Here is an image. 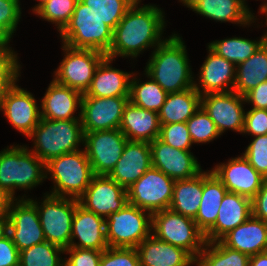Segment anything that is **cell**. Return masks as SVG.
<instances>
[{"mask_svg":"<svg viewBox=\"0 0 267 266\" xmlns=\"http://www.w3.org/2000/svg\"><path fill=\"white\" fill-rule=\"evenodd\" d=\"M113 58L105 56L97 66L91 85L83 96L129 97L130 79L133 74L111 66Z\"/></svg>","mask_w":267,"mask_h":266,"instance_id":"obj_26","label":"cell"},{"mask_svg":"<svg viewBox=\"0 0 267 266\" xmlns=\"http://www.w3.org/2000/svg\"><path fill=\"white\" fill-rule=\"evenodd\" d=\"M103 250L69 247L64 253L69 257L64 259V266H99Z\"/></svg>","mask_w":267,"mask_h":266,"instance_id":"obj_46","label":"cell"},{"mask_svg":"<svg viewBox=\"0 0 267 266\" xmlns=\"http://www.w3.org/2000/svg\"><path fill=\"white\" fill-rule=\"evenodd\" d=\"M83 94L68 86L57 83L54 79L50 82L43 99H41V118L49 120H73L81 118L74 113L81 109Z\"/></svg>","mask_w":267,"mask_h":266,"instance_id":"obj_23","label":"cell"},{"mask_svg":"<svg viewBox=\"0 0 267 266\" xmlns=\"http://www.w3.org/2000/svg\"><path fill=\"white\" fill-rule=\"evenodd\" d=\"M137 0L127 11L113 31V42L106 56L113 58L137 56L156 48L165 39H161L166 26L165 15L160 7L153 4L140 6Z\"/></svg>","mask_w":267,"mask_h":266,"instance_id":"obj_1","label":"cell"},{"mask_svg":"<svg viewBox=\"0 0 267 266\" xmlns=\"http://www.w3.org/2000/svg\"><path fill=\"white\" fill-rule=\"evenodd\" d=\"M99 266H140L136 248L108 247L103 250Z\"/></svg>","mask_w":267,"mask_h":266,"instance_id":"obj_43","label":"cell"},{"mask_svg":"<svg viewBox=\"0 0 267 266\" xmlns=\"http://www.w3.org/2000/svg\"><path fill=\"white\" fill-rule=\"evenodd\" d=\"M160 128L158 112L138 107L130 101L125 105L119 129L128 140L150 143L159 138Z\"/></svg>","mask_w":267,"mask_h":266,"instance_id":"obj_27","label":"cell"},{"mask_svg":"<svg viewBox=\"0 0 267 266\" xmlns=\"http://www.w3.org/2000/svg\"><path fill=\"white\" fill-rule=\"evenodd\" d=\"M267 40L263 34L259 40H250L243 37H232L223 40H215L208 43L209 47L221 57L234 63L236 66L245 62Z\"/></svg>","mask_w":267,"mask_h":266,"instance_id":"obj_36","label":"cell"},{"mask_svg":"<svg viewBox=\"0 0 267 266\" xmlns=\"http://www.w3.org/2000/svg\"><path fill=\"white\" fill-rule=\"evenodd\" d=\"M140 266H191L196 259L186 250L150 234L136 247Z\"/></svg>","mask_w":267,"mask_h":266,"instance_id":"obj_25","label":"cell"},{"mask_svg":"<svg viewBox=\"0 0 267 266\" xmlns=\"http://www.w3.org/2000/svg\"><path fill=\"white\" fill-rule=\"evenodd\" d=\"M212 171L221 180L228 192L237 193L250 199L257 194L266 180L243 154L229 159L226 164L215 165Z\"/></svg>","mask_w":267,"mask_h":266,"instance_id":"obj_18","label":"cell"},{"mask_svg":"<svg viewBox=\"0 0 267 266\" xmlns=\"http://www.w3.org/2000/svg\"><path fill=\"white\" fill-rule=\"evenodd\" d=\"M203 170L196 176L175 180L170 209L183 216L195 218L202 199Z\"/></svg>","mask_w":267,"mask_h":266,"instance_id":"obj_33","label":"cell"},{"mask_svg":"<svg viewBox=\"0 0 267 266\" xmlns=\"http://www.w3.org/2000/svg\"><path fill=\"white\" fill-rule=\"evenodd\" d=\"M39 1L38 4H36L34 6V8L32 9L33 13H35L43 4H45L46 2H48L49 0H37Z\"/></svg>","mask_w":267,"mask_h":266,"instance_id":"obj_57","label":"cell"},{"mask_svg":"<svg viewBox=\"0 0 267 266\" xmlns=\"http://www.w3.org/2000/svg\"><path fill=\"white\" fill-rule=\"evenodd\" d=\"M113 31L92 7L78 0L69 23L59 34L68 47L93 49L106 55L113 42Z\"/></svg>","mask_w":267,"mask_h":266,"instance_id":"obj_5","label":"cell"},{"mask_svg":"<svg viewBox=\"0 0 267 266\" xmlns=\"http://www.w3.org/2000/svg\"><path fill=\"white\" fill-rule=\"evenodd\" d=\"M249 266H267V251L250 256Z\"/></svg>","mask_w":267,"mask_h":266,"instance_id":"obj_52","label":"cell"},{"mask_svg":"<svg viewBox=\"0 0 267 266\" xmlns=\"http://www.w3.org/2000/svg\"><path fill=\"white\" fill-rule=\"evenodd\" d=\"M267 81V40L245 62L236 66L233 91L241 96Z\"/></svg>","mask_w":267,"mask_h":266,"instance_id":"obj_32","label":"cell"},{"mask_svg":"<svg viewBox=\"0 0 267 266\" xmlns=\"http://www.w3.org/2000/svg\"><path fill=\"white\" fill-rule=\"evenodd\" d=\"M253 138L243 155L256 171L267 179V134Z\"/></svg>","mask_w":267,"mask_h":266,"instance_id":"obj_44","label":"cell"},{"mask_svg":"<svg viewBox=\"0 0 267 266\" xmlns=\"http://www.w3.org/2000/svg\"><path fill=\"white\" fill-rule=\"evenodd\" d=\"M144 74L149 80L141 83L140 78H136L137 74L133 72L130 80L129 101L146 110L159 112L168 93L150 76Z\"/></svg>","mask_w":267,"mask_h":266,"instance_id":"obj_34","label":"cell"},{"mask_svg":"<svg viewBox=\"0 0 267 266\" xmlns=\"http://www.w3.org/2000/svg\"><path fill=\"white\" fill-rule=\"evenodd\" d=\"M65 52L59 67L54 71V80L85 94L91 85L95 70L104 53L93 49H75L63 44Z\"/></svg>","mask_w":267,"mask_h":266,"instance_id":"obj_10","label":"cell"},{"mask_svg":"<svg viewBox=\"0 0 267 266\" xmlns=\"http://www.w3.org/2000/svg\"><path fill=\"white\" fill-rule=\"evenodd\" d=\"M9 43H0V82H15L20 77L21 65Z\"/></svg>","mask_w":267,"mask_h":266,"instance_id":"obj_45","label":"cell"},{"mask_svg":"<svg viewBox=\"0 0 267 266\" xmlns=\"http://www.w3.org/2000/svg\"><path fill=\"white\" fill-rule=\"evenodd\" d=\"M220 241L227 247L248 256L267 251V222L252 215L242 224L229 231Z\"/></svg>","mask_w":267,"mask_h":266,"instance_id":"obj_28","label":"cell"},{"mask_svg":"<svg viewBox=\"0 0 267 266\" xmlns=\"http://www.w3.org/2000/svg\"><path fill=\"white\" fill-rule=\"evenodd\" d=\"M243 104H246L244 96L235 91L201 96V107L214 121L221 135L228 129L242 134L245 116Z\"/></svg>","mask_w":267,"mask_h":266,"instance_id":"obj_17","label":"cell"},{"mask_svg":"<svg viewBox=\"0 0 267 266\" xmlns=\"http://www.w3.org/2000/svg\"><path fill=\"white\" fill-rule=\"evenodd\" d=\"M28 138L34 141L31 151L46 164L53 158L80 150V143L84 144V131L81 119L41 118Z\"/></svg>","mask_w":267,"mask_h":266,"instance_id":"obj_4","label":"cell"},{"mask_svg":"<svg viewBox=\"0 0 267 266\" xmlns=\"http://www.w3.org/2000/svg\"><path fill=\"white\" fill-rule=\"evenodd\" d=\"M6 232V220H0V237Z\"/></svg>","mask_w":267,"mask_h":266,"instance_id":"obj_56","label":"cell"},{"mask_svg":"<svg viewBox=\"0 0 267 266\" xmlns=\"http://www.w3.org/2000/svg\"><path fill=\"white\" fill-rule=\"evenodd\" d=\"M106 219L85 209L79 203L74 212L70 247L83 249H107ZM78 239L79 242H76Z\"/></svg>","mask_w":267,"mask_h":266,"instance_id":"obj_22","label":"cell"},{"mask_svg":"<svg viewBox=\"0 0 267 266\" xmlns=\"http://www.w3.org/2000/svg\"><path fill=\"white\" fill-rule=\"evenodd\" d=\"M46 177L54 183L47 194L78 199L94 176L85 150L63 154L46 163Z\"/></svg>","mask_w":267,"mask_h":266,"instance_id":"obj_6","label":"cell"},{"mask_svg":"<svg viewBox=\"0 0 267 266\" xmlns=\"http://www.w3.org/2000/svg\"><path fill=\"white\" fill-rule=\"evenodd\" d=\"M0 266H19V251L7 232L0 237Z\"/></svg>","mask_w":267,"mask_h":266,"instance_id":"obj_48","label":"cell"},{"mask_svg":"<svg viewBox=\"0 0 267 266\" xmlns=\"http://www.w3.org/2000/svg\"><path fill=\"white\" fill-rule=\"evenodd\" d=\"M179 1L182 2V4H184V6L190 8V10H192L202 0H179Z\"/></svg>","mask_w":267,"mask_h":266,"instance_id":"obj_53","label":"cell"},{"mask_svg":"<svg viewBox=\"0 0 267 266\" xmlns=\"http://www.w3.org/2000/svg\"><path fill=\"white\" fill-rule=\"evenodd\" d=\"M197 266H249L250 256L225 246L220 240L206 242L198 258Z\"/></svg>","mask_w":267,"mask_h":266,"instance_id":"obj_35","label":"cell"},{"mask_svg":"<svg viewBox=\"0 0 267 266\" xmlns=\"http://www.w3.org/2000/svg\"><path fill=\"white\" fill-rule=\"evenodd\" d=\"M175 180L151 166L127 189L128 202L151 214L170 207Z\"/></svg>","mask_w":267,"mask_h":266,"instance_id":"obj_11","label":"cell"},{"mask_svg":"<svg viewBox=\"0 0 267 266\" xmlns=\"http://www.w3.org/2000/svg\"><path fill=\"white\" fill-rule=\"evenodd\" d=\"M46 164L26 145L0 151V188L13 199L15 190H31L46 178Z\"/></svg>","mask_w":267,"mask_h":266,"instance_id":"obj_3","label":"cell"},{"mask_svg":"<svg viewBox=\"0 0 267 266\" xmlns=\"http://www.w3.org/2000/svg\"><path fill=\"white\" fill-rule=\"evenodd\" d=\"M267 1V0H266ZM260 12L258 11V13H261V14H265V18H266V22H265V24H266V26H267V2H263V4H261V6H260ZM267 31V30H266ZM265 35H266V38H267V32H265Z\"/></svg>","mask_w":267,"mask_h":266,"instance_id":"obj_54","label":"cell"},{"mask_svg":"<svg viewBox=\"0 0 267 266\" xmlns=\"http://www.w3.org/2000/svg\"><path fill=\"white\" fill-rule=\"evenodd\" d=\"M227 192V188L212 170H203L202 199L194 221L204 234L215 225L221 201Z\"/></svg>","mask_w":267,"mask_h":266,"instance_id":"obj_29","label":"cell"},{"mask_svg":"<svg viewBox=\"0 0 267 266\" xmlns=\"http://www.w3.org/2000/svg\"><path fill=\"white\" fill-rule=\"evenodd\" d=\"M151 166L150 143L128 140L120 159L108 176L127 190Z\"/></svg>","mask_w":267,"mask_h":266,"instance_id":"obj_21","label":"cell"},{"mask_svg":"<svg viewBox=\"0 0 267 266\" xmlns=\"http://www.w3.org/2000/svg\"><path fill=\"white\" fill-rule=\"evenodd\" d=\"M193 143H207L218 138L221 134L214 121L200 108L186 122Z\"/></svg>","mask_w":267,"mask_h":266,"instance_id":"obj_40","label":"cell"},{"mask_svg":"<svg viewBox=\"0 0 267 266\" xmlns=\"http://www.w3.org/2000/svg\"><path fill=\"white\" fill-rule=\"evenodd\" d=\"M192 11L216 22H231L243 27L251 26L257 17L240 0H202Z\"/></svg>","mask_w":267,"mask_h":266,"instance_id":"obj_30","label":"cell"},{"mask_svg":"<svg viewBox=\"0 0 267 266\" xmlns=\"http://www.w3.org/2000/svg\"><path fill=\"white\" fill-rule=\"evenodd\" d=\"M42 202L34 201L46 241L63 249L70 247L72 221L78 199L44 193ZM41 203V205H40Z\"/></svg>","mask_w":267,"mask_h":266,"instance_id":"obj_9","label":"cell"},{"mask_svg":"<svg viewBox=\"0 0 267 266\" xmlns=\"http://www.w3.org/2000/svg\"><path fill=\"white\" fill-rule=\"evenodd\" d=\"M21 14L20 0H0V43H10Z\"/></svg>","mask_w":267,"mask_h":266,"instance_id":"obj_41","label":"cell"},{"mask_svg":"<svg viewBox=\"0 0 267 266\" xmlns=\"http://www.w3.org/2000/svg\"><path fill=\"white\" fill-rule=\"evenodd\" d=\"M113 30L137 0H80Z\"/></svg>","mask_w":267,"mask_h":266,"instance_id":"obj_38","label":"cell"},{"mask_svg":"<svg viewBox=\"0 0 267 266\" xmlns=\"http://www.w3.org/2000/svg\"><path fill=\"white\" fill-rule=\"evenodd\" d=\"M144 72L164 91L174 93L194 87V77L186 45L178 34H172L150 55Z\"/></svg>","mask_w":267,"mask_h":266,"instance_id":"obj_2","label":"cell"},{"mask_svg":"<svg viewBox=\"0 0 267 266\" xmlns=\"http://www.w3.org/2000/svg\"><path fill=\"white\" fill-rule=\"evenodd\" d=\"M128 139L120 129L85 132L84 145L94 175H109L120 159Z\"/></svg>","mask_w":267,"mask_h":266,"instance_id":"obj_13","label":"cell"},{"mask_svg":"<svg viewBox=\"0 0 267 266\" xmlns=\"http://www.w3.org/2000/svg\"><path fill=\"white\" fill-rule=\"evenodd\" d=\"M244 99L246 103L251 104L252 108L267 109V81L246 93Z\"/></svg>","mask_w":267,"mask_h":266,"instance_id":"obj_50","label":"cell"},{"mask_svg":"<svg viewBox=\"0 0 267 266\" xmlns=\"http://www.w3.org/2000/svg\"><path fill=\"white\" fill-rule=\"evenodd\" d=\"M252 215L251 199L227 192L221 201L215 225L205 234L206 242L219 241Z\"/></svg>","mask_w":267,"mask_h":266,"instance_id":"obj_24","label":"cell"},{"mask_svg":"<svg viewBox=\"0 0 267 266\" xmlns=\"http://www.w3.org/2000/svg\"><path fill=\"white\" fill-rule=\"evenodd\" d=\"M247 8H248V5H246V0H240Z\"/></svg>","mask_w":267,"mask_h":266,"instance_id":"obj_58","label":"cell"},{"mask_svg":"<svg viewBox=\"0 0 267 266\" xmlns=\"http://www.w3.org/2000/svg\"><path fill=\"white\" fill-rule=\"evenodd\" d=\"M14 82H0V101L2 99L3 91L10 87Z\"/></svg>","mask_w":267,"mask_h":266,"instance_id":"obj_55","label":"cell"},{"mask_svg":"<svg viewBox=\"0 0 267 266\" xmlns=\"http://www.w3.org/2000/svg\"><path fill=\"white\" fill-rule=\"evenodd\" d=\"M207 49L209 54L200 68L198 83L194 81V88L201 96L233 91L236 65L215 53L209 46Z\"/></svg>","mask_w":267,"mask_h":266,"instance_id":"obj_20","label":"cell"},{"mask_svg":"<svg viewBox=\"0 0 267 266\" xmlns=\"http://www.w3.org/2000/svg\"><path fill=\"white\" fill-rule=\"evenodd\" d=\"M16 83L3 91L0 110L13 128L29 137L40 122L41 108L33 94Z\"/></svg>","mask_w":267,"mask_h":266,"instance_id":"obj_14","label":"cell"},{"mask_svg":"<svg viewBox=\"0 0 267 266\" xmlns=\"http://www.w3.org/2000/svg\"><path fill=\"white\" fill-rule=\"evenodd\" d=\"M201 95L193 87L180 92L168 93L158 112L160 124L187 122L200 108Z\"/></svg>","mask_w":267,"mask_h":266,"instance_id":"obj_31","label":"cell"},{"mask_svg":"<svg viewBox=\"0 0 267 266\" xmlns=\"http://www.w3.org/2000/svg\"><path fill=\"white\" fill-rule=\"evenodd\" d=\"M242 133L251 136L267 134V109L251 108L246 111Z\"/></svg>","mask_w":267,"mask_h":266,"instance_id":"obj_47","label":"cell"},{"mask_svg":"<svg viewBox=\"0 0 267 266\" xmlns=\"http://www.w3.org/2000/svg\"><path fill=\"white\" fill-rule=\"evenodd\" d=\"M159 139L164 143L185 151L193 144L186 122L161 124Z\"/></svg>","mask_w":267,"mask_h":266,"instance_id":"obj_42","label":"cell"},{"mask_svg":"<svg viewBox=\"0 0 267 266\" xmlns=\"http://www.w3.org/2000/svg\"><path fill=\"white\" fill-rule=\"evenodd\" d=\"M128 101L129 97L83 96L79 110L84 133L119 129Z\"/></svg>","mask_w":267,"mask_h":266,"instance_id":"obj_16","label":"cell"},{"mask_svg":"<svg viewBox=\"0 0 267 266\" xmlns=\"http://www.w3.org/2000/svg\"><path fill=\"white\" fill-rule=\"evenodd\" d=\"M64 249L44 241L19 252V266H64Z\"/></svg>","mask_w":267,"mask_h":266,"instance_id":"obj_37","label":"cell"},{"mask_svg":"<svg viewBox=\"0 0 267 266\" xmlns=\"http://www.w3.org/2000/svg\"><path fill=\"white\" fill-rule=\"evenodd\" d=\"M26 197L11 201L6 220V232L19 252L46 241L36 205Z\"/></svg>","mask_w":267,"mask_h":266,"instance_id":"obj_12","label":"cell"},{"mask_svg":"<svg viewBox=\"0 0 267 266\" xmlns=\"http://www.w3.org/2000/svg\"><path fill=\"white\" fill-rule=\"evenodd\" d=\"M78 202L85 209L106 219L126 205L127 190L108 175H94Z\"/></svg>","mask_w":267,"mask_h":266,"instance_id":"obj_15","label":"cell"},{"mask_svg":"<svg viewBox=\"0 0 267 266\" xmlns=\"http://www.w3.org/2000/svg\"><path fill=\"white\" fill-rule=\"evenodd\" d=\"M78 0H49L35 14L40 18L55 24L59 33L69 23Z\"/></svg>","mask_w":267,"mask_h":266,"instance_id":"obj_39","label":"cell"},{"mask_svg":"<svg viewBox=\"0 0 267 266\" xmlns=\"http://www.w3.org/2000/svg\"><path fill=\"white\" fill-rule=\"evenodd\" d=\"M151 234L159 240L186 250L195 259L206 244L205 234L198 228L194 219L170 208L152 213Z\"/></svg>","mask_w":267,"mask_h":266,"instance_id":"obj_7","label":"cell"},{"mask_svg":"<svg viewBox=\"0 0 267 266\" xmlns=\"http://www.w3.org/2000/svg\"><path fill=\"white\" fill-rule=\"evenodd\" d=\"M252 216L267 222V179L251 199Z\"/></svg>","mask_w":267,"mask_h":266,"instance_id":"obj_49","label":"cell"},{"mask_svg":"<svg viewBox=\"0 0 267 266\" xmlns=\"http://www.w3.org/2000/svg\"><path fill=\"white\" fill-rule=\"evenodd\" d=\"M13 198L0 188V220H7L8 210Z\"/></svg>","mask_w":267,"mask_h":266,"instance_id":"obj_51","label":"cell"},{"mask_svg":"<svg viewBox=\"0 0 267 266\" xmlns=\"http://www.w3.org/2000/svg\"><path fill=\"white\" fill-rule=\"evenodd\" d=\"M152 166L173 180L189 179L202 171L197 158L190 151L174 148L159 138L150 142Z\"/></svg>","mask_w":267,"mask_h":266,"instance_id":"obj_19","label":"cell"},{"mask_svg":"<svg viewBox=\"0 0 267 266\" xmlns=\"http://www.w3.org/2000/svg\"><path fill=\"white\" fill-rule=\"evenodd\" d=\"M152 214L127 202L106 218L109 247L136 248L151 234Z\"/></svg>","mask_w":267,"mask_h":266,"instance_id":"obj_8","label":"cell"}]
</instances>
